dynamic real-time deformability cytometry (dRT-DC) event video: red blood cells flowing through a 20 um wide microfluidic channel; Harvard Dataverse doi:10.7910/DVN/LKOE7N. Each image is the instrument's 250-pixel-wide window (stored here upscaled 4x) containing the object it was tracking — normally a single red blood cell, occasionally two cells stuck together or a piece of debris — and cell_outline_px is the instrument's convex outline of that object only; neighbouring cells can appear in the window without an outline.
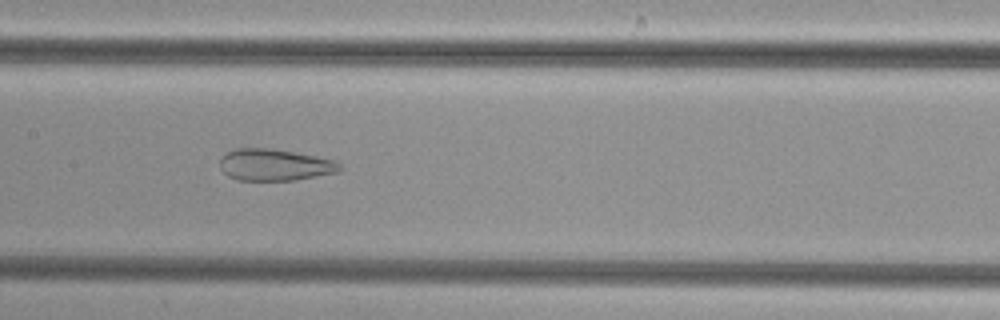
{"species": "common noctule bat (a hibernating species)", "species_latin": "Nyctalus noctula", "temperature_condition": "cold", "stored_images_in_passage": 46, "camera_frame_rate_fps": 3000, "um_per_image_px": 0.085, "animal": {"sex": "female", "body_mass_g": 29.2, "forearm_length_mm": 56.3}, "frame": {"image": 1, "passage_image": 20, "time_ms": 6.333, "image_size_px": [1000, 320], "cell_outline_px": [[340, 168], [336, 172], [296, 180], [236, 180], [228, 176], [220, 168], [220, 160], [228, 152], [236, 148], [272, 148], [332, 160], [340, 164]], "centroid_in_image_um": [23.29, 14.02], "position_along_channel_um": 184.1, "area_um2": 21.73}}
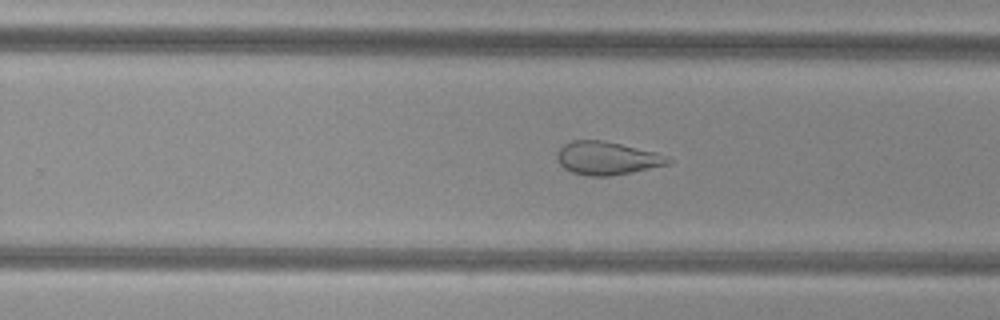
{"frame": {"image": 2, "passage_image": 27, "time_ms": 8.667, "image_size_px": [1000, 320], "cell_outline_px": [[672, 160], [668, 164], [632, 172], [608, 176], [588, 176], [572, 172], [564, 168], [560, 164], [556, 156], [556, 152], [564, 144], [572, 140], [600, 140], [620, 144], [656, 152]], "centroid_in_image_um": [51.55, 13.44], "position_along_channel_um": 278.3, "area_um2": 21.21}}
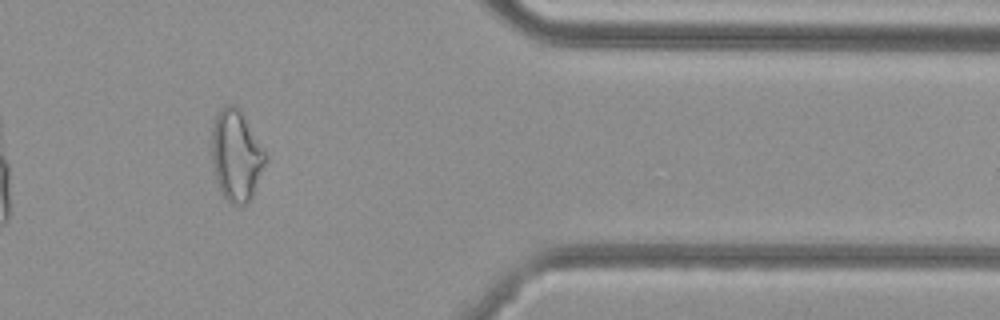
{"frame": {"image": 3, "passage_image": 37, "time_ms": 12.0, "image_size_px": [1000, 320], "cell_outline_px": [[268, 156], [252, 196], [248, 204], [240, 208], [232, 204], [220, 192], [216, 180], [212, 164], [212, 124], [220, 108], [224, 104], [232, 104], [240, 108], [268, 152]], "centroid_in_image_um": [20.1, 13.2], "position_along_channel_um": 391.3, "area_um2": 29.25}}